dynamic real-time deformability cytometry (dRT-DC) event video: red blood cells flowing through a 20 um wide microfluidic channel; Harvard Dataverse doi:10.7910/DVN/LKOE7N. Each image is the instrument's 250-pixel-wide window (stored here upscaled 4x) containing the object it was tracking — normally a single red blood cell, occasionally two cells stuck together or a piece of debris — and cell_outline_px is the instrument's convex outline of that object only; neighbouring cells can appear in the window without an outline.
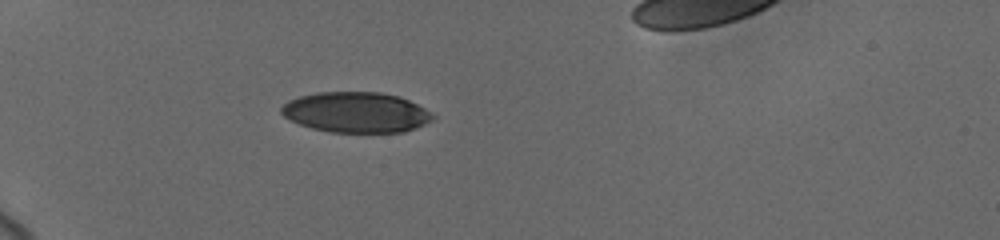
{"species": "human", "species_latin": "Homo sapiens", "temperature_condition": "cold", "stored_images_in_passage": 5, "camera_frame_rate_fps": 3000, "um_per_image_px": 0.085, "donor": {"sex": "female"}, "frame": {"image": 1, "passage_image": 1, "time_ms": 0.0, "image_size_px": [1000, 240], "cell_outline_px": [[436, 116], [432, 120], [416, 128], [404, 132], [328, 132], [312, 128], [300, 124], [284, 116], [280, 112], [280, 108], [288, 100], [300, 96], [316, 92], [380, 92], [400, 96], [432, 112]], "centroid_in_image_um": [30.28, 9.54], "position_along_channel_um": 54.7, "area_um2": 35.78}}
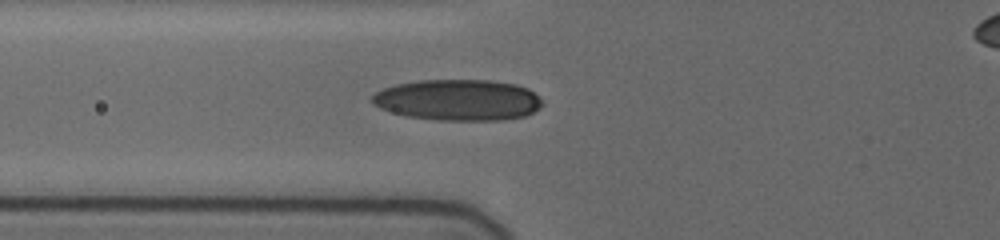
{"frame": {"image": 2, "passage_image": 3, "time_ms": 1.667, "image_size_px": [1000, 240], "cell_outline_px": [[544, 104], [540, 108], [524, 116], [504, 120], [440, 120], [408, 116], [392, 112], [380, 108], [372, 104], [372, 96], [376, 92], [384, 88], [396, 84], [420, 80], [492, 80], [516, 84], [528, 88]], "centroid_in_image_um": [38.94, 8.49], "position_along_channel_um": 86.9, "area_um2": 40.69}}
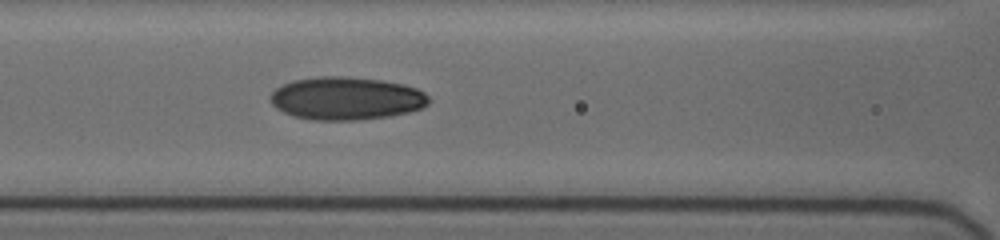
{"frame": {"image": 3, "passage_image": 5, "time_ms": 3.0, "image_size_px": [1000, 240], "cell_outline_px": [[432, 100], [424, 108], [408, 112], [388, 116], [356, 120], [312, 120], [292, 116], [276, 108], [268, 100], [272, 92], [276, 88], [292, 80], [320, 76], [344, 76], [380, 80], [404, 84], [416, 88], [424, 92]], "centroid_in_image_um": [29.43, 8.36], "position_along_channel_um": 137.2, "area_um2": 39.88}}